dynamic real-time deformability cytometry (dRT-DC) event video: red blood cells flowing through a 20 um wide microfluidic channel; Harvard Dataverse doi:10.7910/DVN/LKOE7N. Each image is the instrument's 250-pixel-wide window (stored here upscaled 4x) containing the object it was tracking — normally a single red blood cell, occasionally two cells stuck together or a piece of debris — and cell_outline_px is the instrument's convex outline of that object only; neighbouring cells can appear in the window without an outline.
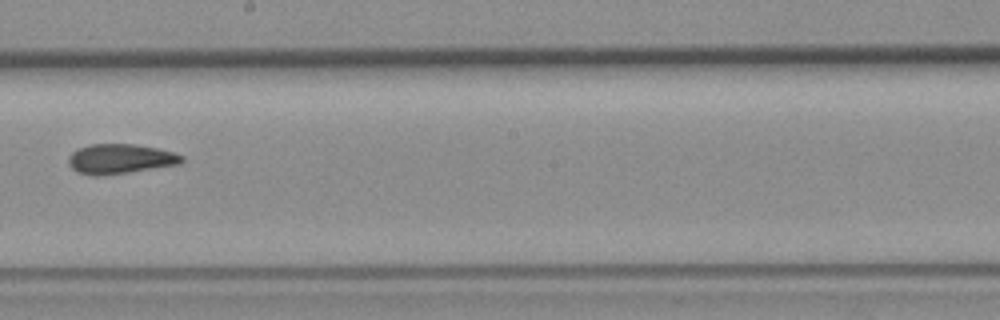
{"species": "common noctule bat (a hibernating species)", "species_latin": "Nyctalus noctula", "temperature_condition": "room temperature", "stored_images_in_passage": 9, "camera_frame_rate_fps": 3000, "um_per_image_px": 0.085, "animal": {"sex": "female", "body_mass_g": 19.3, "forearm_length_mm": 54.1}, "frame": {"image": 1, "passage_image": 8, "time_ms": 9.333, "image_size_px": [1000, 320], "cell_outline_px": [[184, 160], [180, 164], [128, 172], [96, 176], [76, 172], [68, 164], [68, 156], [72, 152], [80, 148], [92, 144], [132, 144], [156, 148], [172, 152], [184, 156]], "centroid_in_image_um": [10.2, 13.51], "position_along_channel_um": 238.0, "area_um2": 19.48}}
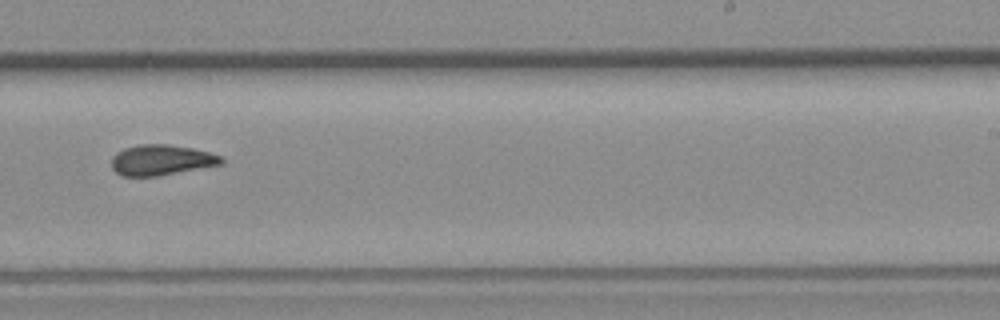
{"frame": {"image": 2, "passage_image": 9, "time_ms": 10.333, "image_size_px": [1000, 320], "cell_outline_px": [[224, 164], [156, 176], [124, 176], [116, 172], [112, 168], [112, 156], [116, 152], [124, 148], [140, 144], [168, 144], [192, 148], [208, 152], [220, 156], [224, 160]], "centroid_in_image_um": [13.7, 13.59], "position_along_channel_um": 275.3, "area_um2": 19.48}}